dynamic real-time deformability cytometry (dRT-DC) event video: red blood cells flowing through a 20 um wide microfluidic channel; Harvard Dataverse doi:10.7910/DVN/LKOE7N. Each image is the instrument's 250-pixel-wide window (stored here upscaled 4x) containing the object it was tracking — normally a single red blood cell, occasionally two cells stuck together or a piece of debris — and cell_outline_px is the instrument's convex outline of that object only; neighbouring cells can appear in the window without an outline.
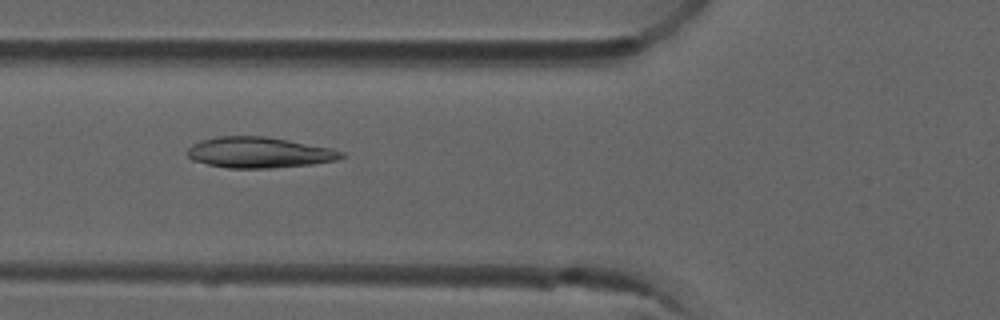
{"species": "common noctule bat (a hibernating species)", "species_latin": "Nyctalus noctula", "temperature_condition": "room temperature", "stored_images_in_passage": 8, "camera_frame_rate_fps": 3000, "um_per_image_px": 0.085, "animal": {"sex": "male", "forearm_length_mm": 52.5}, "frame": {"image": 1, "passage_image": 6, "time_ms": 1.667, "image_size_px": [1000, 320], "cell_outline_px": [[344, 156], [336, 160], [312, 164], [272, 168], [228, 168], [208, 164], [192, 160], [188, 156], [188, 148], [192, 144], [200, 140], [216, 136], [264, 136], [288, 140], [332, 148], [344, 152]], "centroid_in_image_um": [22.01, 12.96], "position_along_channel_um": 103.8, "area_um2": 27.63}}
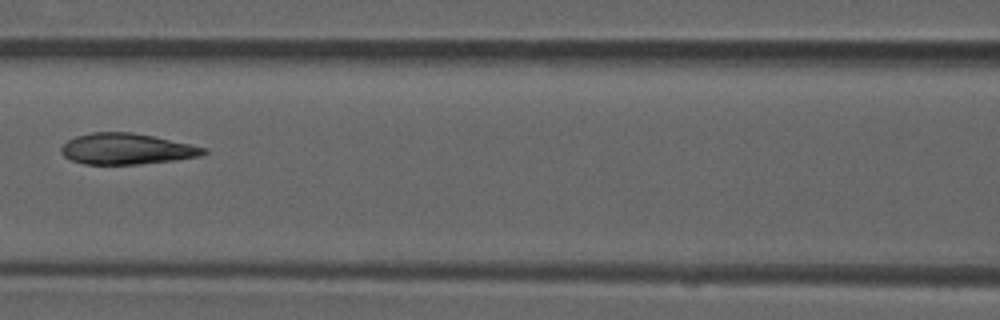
{"frame": {"image": 2, "passage_image": 7, "time_ms": 2.0, "image_size_px": [1000, 320], "cell_outline_px": [[208, 152], [200, 156], [172, 160], [140, 164], [84, 164], [72, 160], [64, 156], [60, 152], [60, 148], [68, 140], [76, 136], [92, 132], [132, 132], [152, 136], [208, 148]], "centroid_in_image_um": [10.75, 12.65], "position_along_channel_um": 155.9, "area_um2": 25.55}}
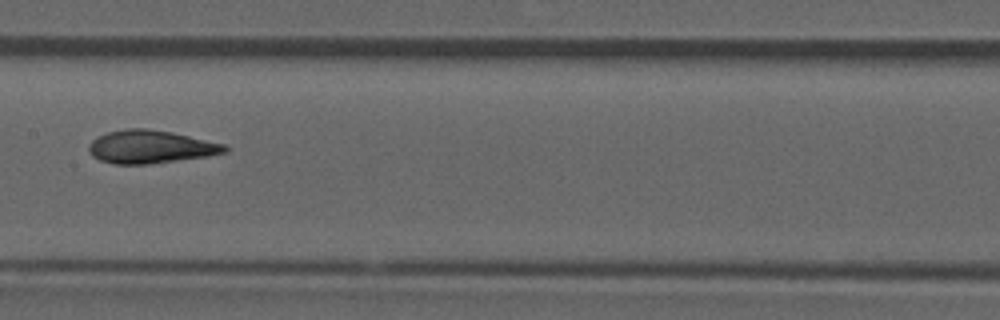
{"frame": {"image": 3, "passage_image": 8, "time_ms": 2.333, "image_size_px": [1000, 320], "cell_outline_px": [[228, 152], [208, 156], [152, 164], [116, 164], [100, 160], [92, 156], [88, 152], [88, 144], [92, 140], [108, 132], [124, 128], [144, 128], [172, 132], [224, 144], [228, 148]], "centroid_in_image_um": [12.78, 12.48], "position_along_channel_um": 194.6, "area_um2": 26.24}}